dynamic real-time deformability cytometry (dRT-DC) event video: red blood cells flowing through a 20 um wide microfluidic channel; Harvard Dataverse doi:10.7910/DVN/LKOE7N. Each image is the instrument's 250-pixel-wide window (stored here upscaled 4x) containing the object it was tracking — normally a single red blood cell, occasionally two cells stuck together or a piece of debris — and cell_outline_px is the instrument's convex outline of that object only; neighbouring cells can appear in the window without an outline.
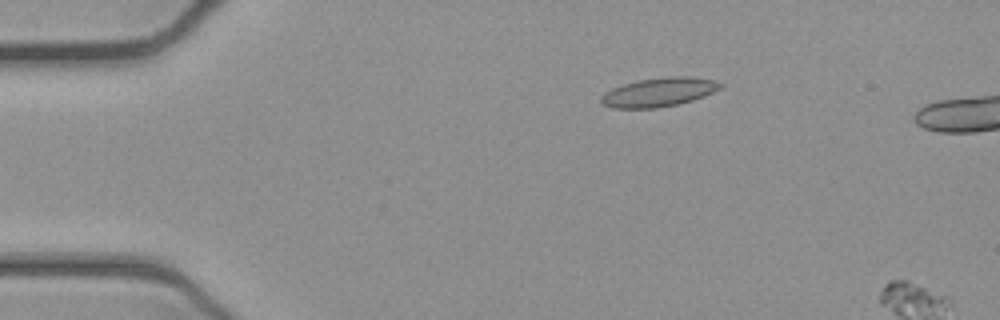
{"species": "common noctule bat (a hibernating species)", "species_latin": "Nyctalus noctula", "temperature_condition": "cold", "stored_images_in_passage": 14, "camera_frame_rate_fps": 3000, "um_per_image_px": 0.085, "animal": {"sex": "female", "body_mass_g": 21.9}, "frame": {"image": 1, "passage_image": 10, "time_ms": 3.0, "image_size_px": [1000, 320], "cell_outline_px": [[724, 88], [704, 96], [692, 100], [676, 104], [656, 108], [612, 108], [604, 104], [600, 100], [600, 96], [604, 92], [612, 88], [624, 84], [640, 80], [668, 76], [688, 76], [712, 80], [724, 84]], "centroid_in_image_um": [56.02, 7.83], "position_along_channel_um": 29.0, "area_um2": 20.06}}